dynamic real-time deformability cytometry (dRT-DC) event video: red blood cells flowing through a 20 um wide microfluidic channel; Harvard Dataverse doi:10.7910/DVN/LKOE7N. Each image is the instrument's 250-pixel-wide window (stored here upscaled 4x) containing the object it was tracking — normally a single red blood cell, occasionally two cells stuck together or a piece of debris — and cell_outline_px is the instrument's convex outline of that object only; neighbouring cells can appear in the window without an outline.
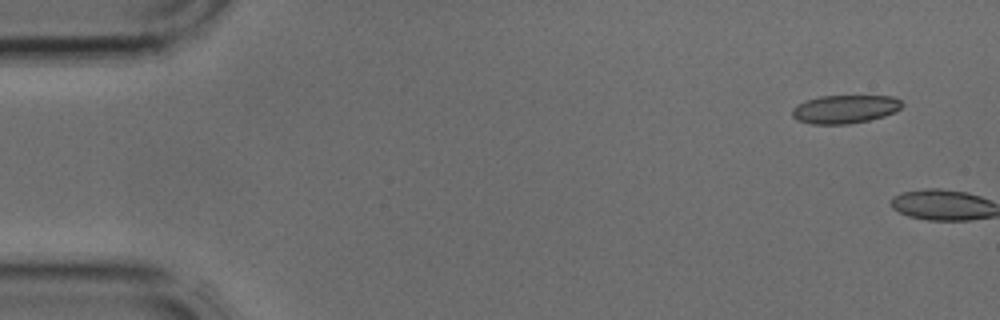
{"species": "common noctule bat (a hibernating species)", "species_latin": "Nyctalus noctula", "temperature_condition": "cold", "stored_images_in_passage": 4, "camera_frame_rate_fps": 3000, "um_per_image_px": 0.085, "animal": {"sex": "male", "body_mass_g": 17.9, "forearm_length_mm": 54.2}, "frame": {"image": 1, "passage_image": 1, "time_ms": 0.0, "image_size_px": [1000, 320], "cell_outline_px": [[904, 104], [896, 112], [884, 116], [868, 120], [848, 124], [812, 124], [796, 120], [792, 116], [792, 108], [804, 100], [820, 96], [892, 96], [900, 100]], "centroid_in_image_um": [71.8, 9.27], "position_along_channel_um": 13.2, "area_um2": 18.26}}